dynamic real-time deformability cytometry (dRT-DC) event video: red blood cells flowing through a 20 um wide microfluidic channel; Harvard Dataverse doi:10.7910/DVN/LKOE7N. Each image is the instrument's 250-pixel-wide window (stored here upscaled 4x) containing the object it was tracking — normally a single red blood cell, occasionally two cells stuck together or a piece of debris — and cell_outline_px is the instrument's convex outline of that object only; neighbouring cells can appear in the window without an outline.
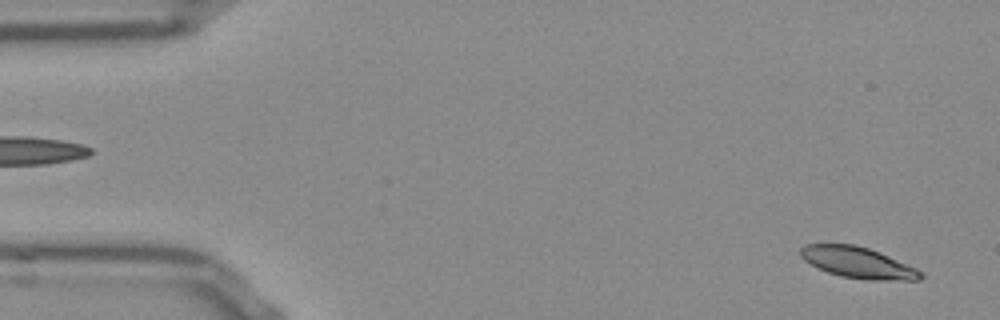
{"species": "Egyptian fruit bat (a non-hibernating species)", "species_latin": "Rousettus aegyptiacus", "temperature_condition": "room temperature", "stored_images_in_passage": 53, "camera_frame_rate_fps": 3000, "um_per_image_px": 0.085, "frame": {"image": 1, "passage_image": 2, "time_ms": 0.333, "image_size_px": [1000, 320], "cell_outline_px": [[924, 276], [920, 280], [868, 280], [840, 276], [816, 268], [804, 260], [800, 256], [800, 248], [804, 244], [856, 244], [880, 252], [916, 268], [924, 272]], "centroid_in_image_um": [72.92, 22.32], "position_along_channel_um": 12.1, "area_um2": 21.96}}
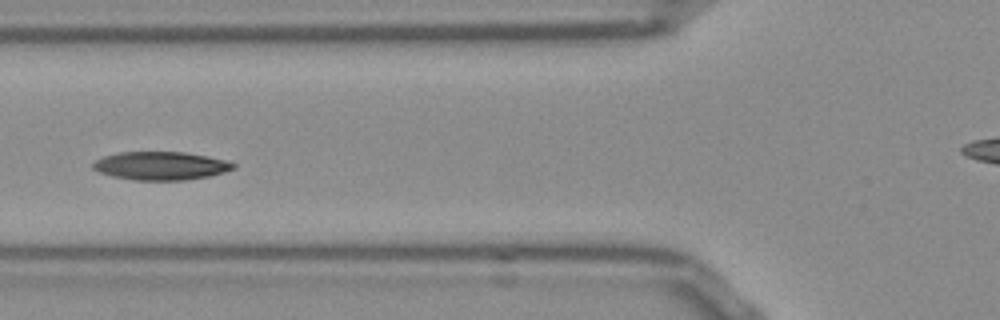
{"frame": {"image": 2, "passage_image": 19, "time_ms": 6.0, "image_size_px": [1000, 320], "cell_outline_px": [[236, 168], [224, 172], [208, 176], [184, 180], [132, 180], [112, 176], [100, 172], [92, 168], [92, 164], [96, 160], [104, 156], [120, 152], [184, 152], [208, 156], [228, 160], [236, 164]], "centroid_in_image_um": [13.69, 14.09], "position_along_channel_um": 112.1, "area_um2": 23.18}}
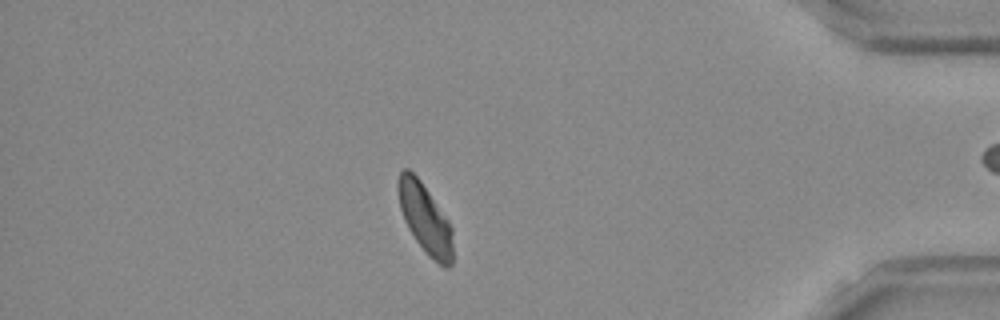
{"frame": {"image": 3, "passage_image": 45, "time_ms": 14.667, "image_size_px": [1000, 320], "cell_outline_px": [[452, 264], [448, 268], [444, 268], [432, 260], [428, 256], [416, 240], [408, 228], [404, 220], [400, 208], [396, 188], [396, 180], [400, 172], [404, 168], [408, 168], [420, 180], [448, 220], [452, 228]], "centroid_in_image_um": [36.11, 18.58], "position_along_channel_um": 399.1, "area_um2": 22.31}, "authors_computed_cell_mechanics": {"area_um2": 22.6576, "velocity_mm_per_s": 3.7968, "shape_relaxation_time_tau1_ms": 3.6966, "shape_relaxation_time_tau2_ms": 6.3523, "deformation_change_tau1": 0.1276, "deformation_change_tau2": 0.0978}}